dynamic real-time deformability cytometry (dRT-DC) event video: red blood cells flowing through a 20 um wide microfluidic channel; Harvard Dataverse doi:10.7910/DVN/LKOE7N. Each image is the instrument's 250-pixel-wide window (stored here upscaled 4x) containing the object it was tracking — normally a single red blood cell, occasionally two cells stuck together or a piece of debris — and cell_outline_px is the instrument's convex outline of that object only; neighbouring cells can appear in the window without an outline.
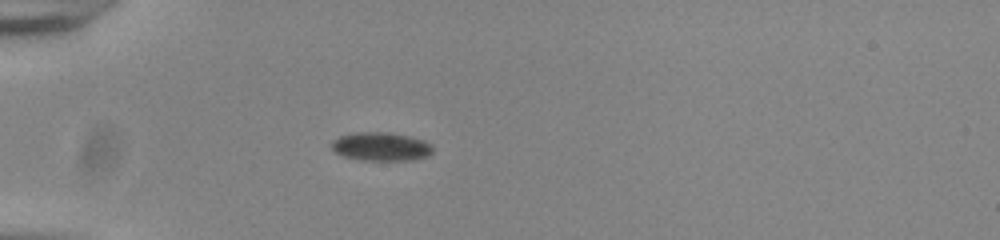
{"species": "common noctule bat (a hibernating species)", "species_latin": "Nyctalus noctula", "temperature_condition": "room temperature", "stored_images_in_passage": 39, "camera_frame_rate_fps": 3000, "um_per_image_px": 0.085, "animal": {"sex": "male", "body_mass_g": 20.0, "forearm_length_mm": 53.3}, "frame": {"image": 1, "passage_image": 1, "time_ms": 0.0, "image_size_px": [1000, 240], "cell_outline_px": [[432, 152], [428, 156], [412, 160], [360, 160], [344, 156], [336, 152], [332, 148], [332, 140], [340, 136], [360, 132], [380, 132], [408, 136], [424, 140], [432, 144]], "centroid_in_image_um": [32.4, 12.47], "position_along_channel_um": 52.6, "area_um2": 16.65}}
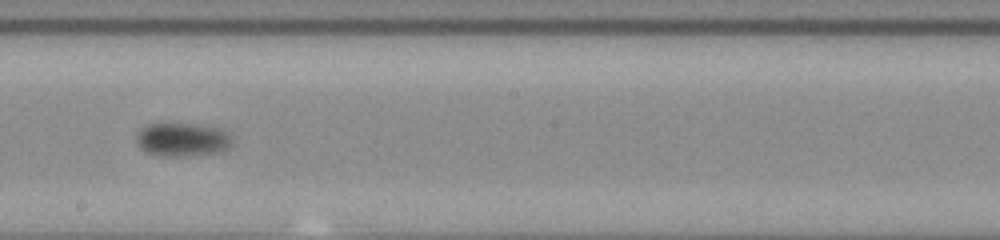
{"frame": {"image": 2, "passage_image": 17, "time_ms": 5.333, "image_size_px": [1000, 240], "cell_outline_px": [[232, 144], [220, 152], [180, 156], [160, 156], [144, 152], [136, 144], [136, 132], [140, 128], [148, 124], [160, 120], [168, 120], [196, 124], [216, 128], [228, 132], [232, 140]], "centroid_in_image_um": [15.39, 11.81], "position_along_channel_um": 232.8, "area_um2": 19.59}}
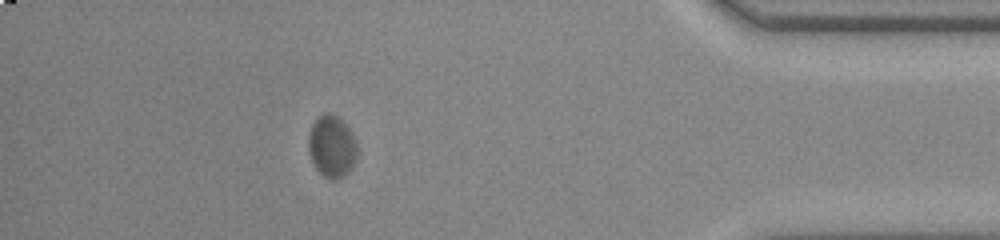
{"frame": {"image": 3, "passage_image": 34, "time_ms": 11.0, "image_size_px": [1000, 240], "cell_outline_px": [[356, 160], [352, 168], [348, 172], [336, 180], [332, 180], [324, 176], [312, 164], [308, 152], [308, 132], [312, 124], [324, 112], [332, 112], [352, 132], [356, 140]], "centroid_in_image_um": [28.18, 12.45], "position_along_channel_um": 407.0, "area_um2": 17.74}, "authors_computed_cell_mechanics": {"area_um2": 18.0336, "velocity_mm_per_s": 3.7359, "shape_relaxation_time_tau1_ms": 2.4287, "shape_relaxation_time_tau2_ms": null, "deformation_change_tau1": 0.0739, "deformation_change_tau2": null}}